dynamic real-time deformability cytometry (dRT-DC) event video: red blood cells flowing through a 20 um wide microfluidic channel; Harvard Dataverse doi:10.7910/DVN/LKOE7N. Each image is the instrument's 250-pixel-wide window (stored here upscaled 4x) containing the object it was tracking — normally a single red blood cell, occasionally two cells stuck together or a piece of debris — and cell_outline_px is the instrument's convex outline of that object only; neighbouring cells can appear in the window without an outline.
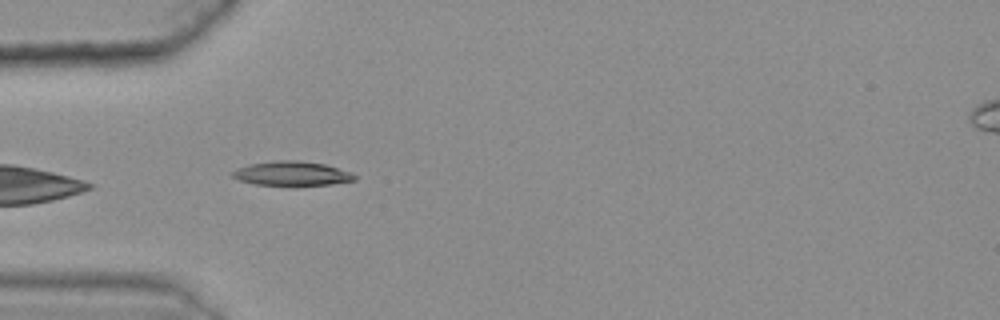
{"species": "common noctule bat (a hibernating species)", "species_latin": "Nyctalus noctula", "temperature_condition": "warm", "stored_images_in_passage": 5, "camera_frame_rate_fps": 3000, "um_per_image_px": 0.085, "animal": {"sex": "female", "body_mass_g": 25.1}, "frame": {"image": 1, "passage_image": 1, "time_ms": 0.0, "image_size_px": [1000, 320], "cell_outline_px": [[356, 180], [332, 184], [256, 184], [240, 180], [232, 176], [232, 172], [240, 168], [252, 164], [280, 160], [296, 160], [324, 164], [352, 172], [356, 176]], "centroid_in_image_um": [24.87, 14.73], "position_along_channel_um": 60.1, "area_um2": 16.65}}